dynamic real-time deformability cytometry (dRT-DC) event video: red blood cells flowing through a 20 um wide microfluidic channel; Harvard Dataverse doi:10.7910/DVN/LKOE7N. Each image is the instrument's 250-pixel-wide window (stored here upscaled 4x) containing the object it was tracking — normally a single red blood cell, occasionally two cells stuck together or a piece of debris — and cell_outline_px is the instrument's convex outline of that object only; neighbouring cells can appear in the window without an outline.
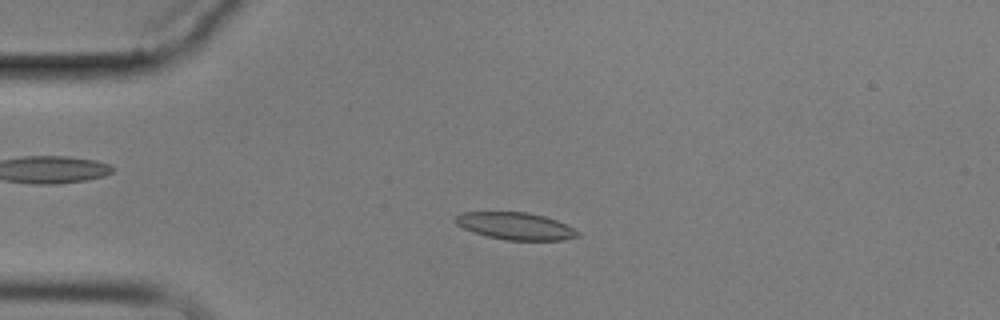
{"species": "common noctule bat (a hibernating species)", "species_latin": "Nyctalus noctula", "temperature_condition": "cold", "stored_images_in_passage": 2, "camera_frame_rate_fps": 3000, "um_per_image_px": 0.085, "animal": {"sex": "male", "body_mass_g": 17.9}, "frame": {"image": 1, "passage_image": 1, "time_ms": 0.0, "image_size_px": [1000, 320], "cell_outline_px": [[580, 236], [564, 240], [504, 240], [488, 236], [464, 228], [456, 224], [452, 220], [460, 212], [528, 212], [544, 216], [556, 220], [580, 232]], "centroid_in_image_um": [43.81, 19.21], "position_along_channel_um": 41.2, "area_um2": 19.31}}